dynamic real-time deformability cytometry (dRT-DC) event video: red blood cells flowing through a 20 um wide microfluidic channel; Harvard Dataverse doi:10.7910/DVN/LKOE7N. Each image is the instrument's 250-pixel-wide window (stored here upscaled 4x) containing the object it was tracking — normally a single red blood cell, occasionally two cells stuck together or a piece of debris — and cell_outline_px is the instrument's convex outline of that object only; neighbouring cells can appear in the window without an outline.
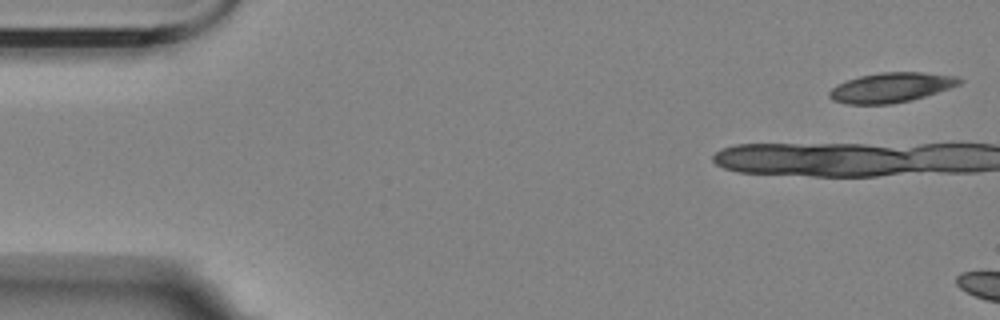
{"species": "Egyptian fruit bat (a non-hibernating species)", "species_latin": "Rousettus aegyptiacus", "temperature_condition": "room temperature", "stored_images_in_passage": 6, "camera_frame_rate_fps": 3000, "um_per_image_px": 0.085, "animal": {"sex": "female"}, "frame": {"image": 1, "passage_image": 1, "time_ms": 0.0, "image_size_px": [1000, 320], "cell_outline_px": [[964, 80], [960, 84], [912, 100], [892, 104], [848, 104], [832, 100], [828, 96], [828, 92], [836, 84], [860, 76], [880, 72], [920, 72], [960, 76]], "centroid_in_image_um": [75.74, 7.43], "position_along_channel_um": 9.3, "area_um2": 22.6}}